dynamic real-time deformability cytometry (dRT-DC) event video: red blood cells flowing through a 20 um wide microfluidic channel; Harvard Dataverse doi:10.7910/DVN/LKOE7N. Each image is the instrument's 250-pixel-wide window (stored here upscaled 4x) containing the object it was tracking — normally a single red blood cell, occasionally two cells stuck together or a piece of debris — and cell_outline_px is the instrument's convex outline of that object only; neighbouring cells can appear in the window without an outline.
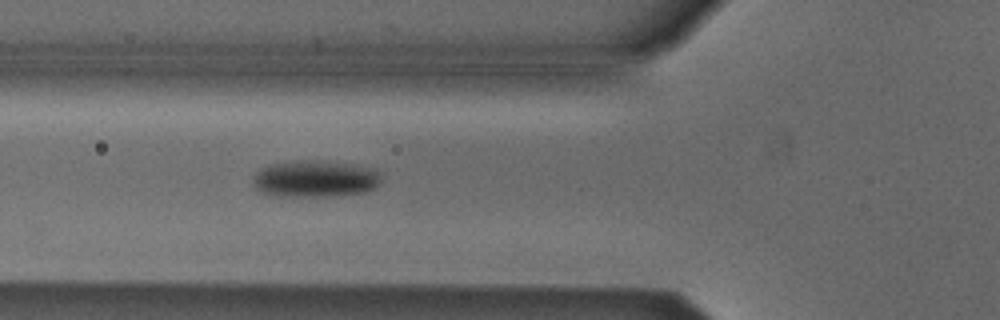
{"species": "Egyptian fruit bat (a non-hibernating species)", "species_latin": "Rousettus aegyptiacus", "temperature_condition": "cold", "stored_images_in_passage": 3, "camera_frame_rate_fps": 3000, "um_per_image_px": 0.085, "animal": {"sex": "male"}, "frame": {"image": 1, "passage_image": 3, "time_ms": 0.667, "image_size_px": [1000, 320], "cell_outline_px": [[380, 180], [376, 188], [368, 192], [324, 196], [272, 196], [256, 192], [252, 180], [256, 172], [260, 168], [272, 164], [304, 160], [312, 160], [352, 164], [376, 168], [380, 176]], "centroid_in_image_um": [26.76, 15.21], "position_along_channel_um": 99.0, "area_um2": 27.74}}